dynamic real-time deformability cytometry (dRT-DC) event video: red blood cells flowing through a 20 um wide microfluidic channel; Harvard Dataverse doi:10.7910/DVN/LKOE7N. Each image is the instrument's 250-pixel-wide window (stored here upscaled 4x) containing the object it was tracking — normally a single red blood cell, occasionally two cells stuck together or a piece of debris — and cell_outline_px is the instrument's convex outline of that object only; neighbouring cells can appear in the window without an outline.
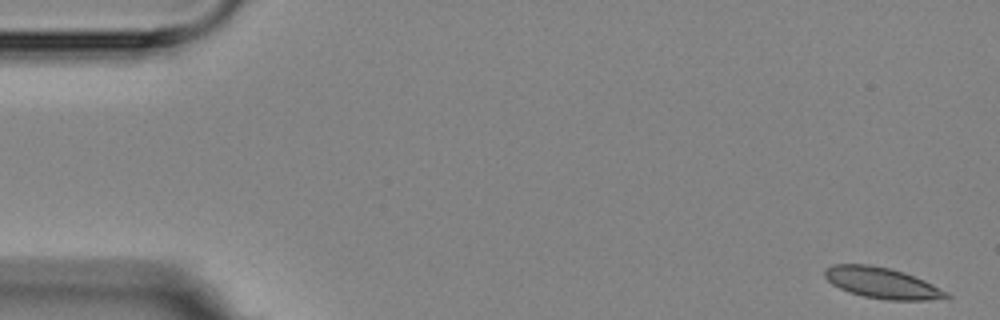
{"species": "Egyptian fruit bat (a non-hibernating species)", "species_latin": "Rousettus aegyptiacus", "temperature_condition": "room temperature", "stored_images_in_passage": 4, "camera_frame_rate_fps": 3000, "um_per_image_px": 0.085, "animal": {"sex": "female"}, "frame": {"image": 1, "passage_image": 1, "time_ms": 0.0, "image_size_px": [1000, 320], "cell_outline_px": [[952, 296], [928, 300], [888, 300], [864, 296], [848, 292], [832, 284], [824, 276], [824, 268], [832, 264], [868, 264], [888, 268], [904, 272], [924, 280], [948, 292]], "centroid_in_image_um": [74.94, 24.04], "position_along_channel_um": 10.1, "area_um2": 21.85}}
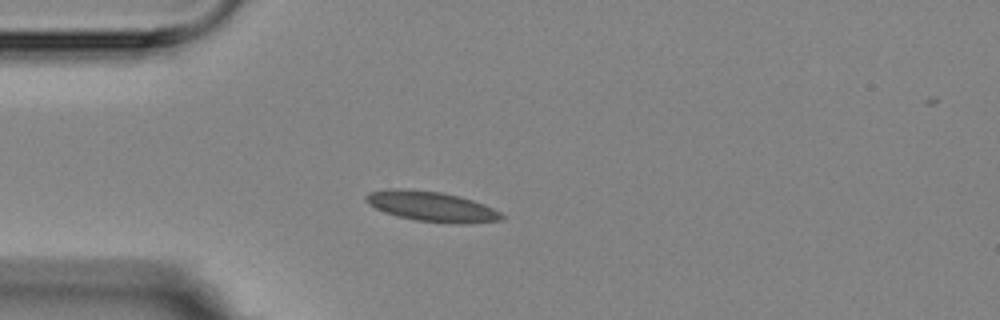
{"frame": {"image": 2, "passage_image": 4, "time_ms": 4.333, "image_size_px": [1000, 320], "cell_outline_px": [[508, 216], [500, 220], [472, 224], [448, 224], [416, 220], [396, 216], [384, 212], [368, 204], [364, 200], [364, 196], [368, 192], [388, 188], [400, 188], [440, 192], [460, 196], [484, 204]], "centroid_in_image_um": [36.69, 17.56], "position_along_channel_um": 48.3, "area_um2": 24.22}}